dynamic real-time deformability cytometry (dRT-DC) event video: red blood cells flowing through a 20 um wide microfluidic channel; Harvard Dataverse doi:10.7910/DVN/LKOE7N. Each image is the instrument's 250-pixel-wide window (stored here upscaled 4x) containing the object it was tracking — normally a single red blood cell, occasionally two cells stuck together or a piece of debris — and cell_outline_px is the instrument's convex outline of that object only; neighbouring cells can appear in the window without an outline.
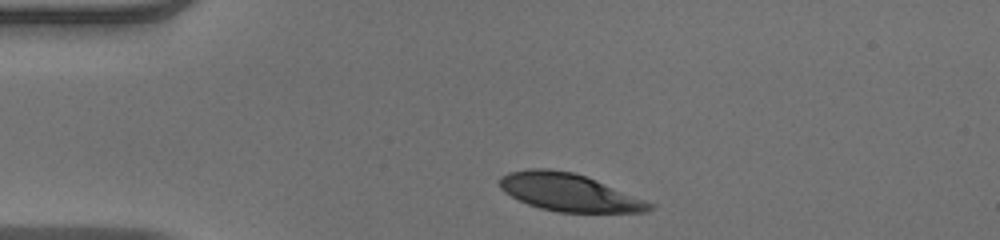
{"species": "human", "species_latin": "Homo sapiens", "temperature_condition": "warm", "stored_images_in_passage": 33, "camera_frame_rate_fps": 3000, "um_per_image_px": 0.085, "donor": {"sex": "male"}, "frame": {"image": 1, "passage_image": 1, "time_ms": 0.0, "image_size_px": [1000, 240], "cell_outline_px": [[656, 208], [644, 212], [556, 212], [540, 208], [528, 204], [504, 192], [500, 188], [500, 176], [508, 172], [528, 168], [548, 168], [572, 172], [596, 180], [656, 204]], "centroid_in_image_um": [48.37, 16.35], "position_along_channel_um": 36.6, "area_um2": 32.83}}
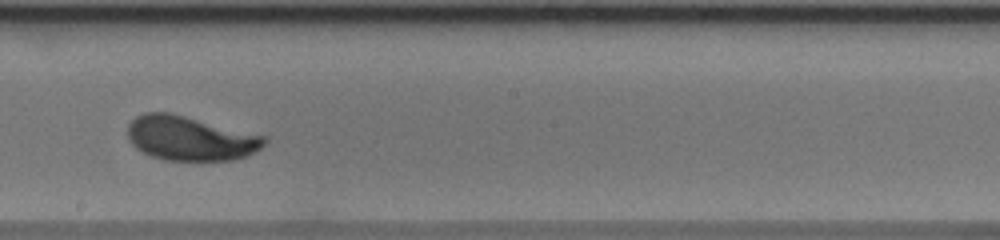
{"frame": {"image": 2, "passage_image": 19, "time_ms": 6.0, "image_size_px": [1000, 240], "cell_outline_px": [[268, 140], [260, 148], [248, 156], [236, 160], [164, 160], [152, 156], [136, 148], [128, 140], [128, 124], [136, 116], [144, 112], [168, 112], [268, 136]], "centroid_in_image_um": [16.19, 11.76], "position_along_channel_um": 232.0, "area_um2": 35.49}}
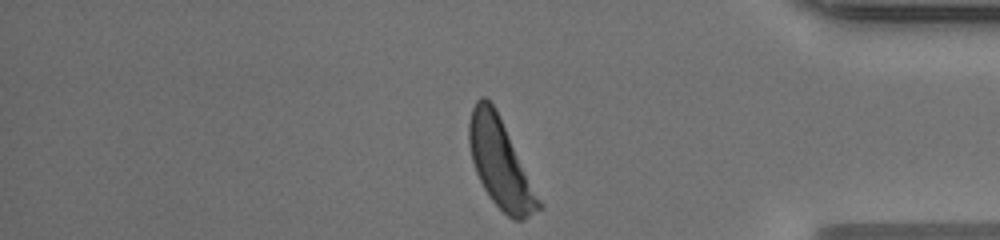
{"frame": {"image": 3, "passage_image": 33, "time_ms": 10.667, "image_size_px": [1000, 240], "cell_outline_px": [[544, 208], [524, 220], [512, 220], [492, 200], [484, 188], [476, 172], [472, 160], [468, 144], [468, 124], [472, 108], [476, 100], [480, 96], [484, 96], [496, 108], [544, 204]], "centroid_in_image_um": [42.55, 13.9], "position_along_channel_um": 392.6, "area_um2": 36.24}, "authors_computed_cell_mechanics": {"area_um2": 35.3736, "velocity_mm_per_s": 3.9429, "shape_relaxation_time_tau1_ms": 2.4097, "shape_relaxation_time_tau2_ms": null, "deformation_change_tau1": 0.148, "deformation_change_tau2": null}}